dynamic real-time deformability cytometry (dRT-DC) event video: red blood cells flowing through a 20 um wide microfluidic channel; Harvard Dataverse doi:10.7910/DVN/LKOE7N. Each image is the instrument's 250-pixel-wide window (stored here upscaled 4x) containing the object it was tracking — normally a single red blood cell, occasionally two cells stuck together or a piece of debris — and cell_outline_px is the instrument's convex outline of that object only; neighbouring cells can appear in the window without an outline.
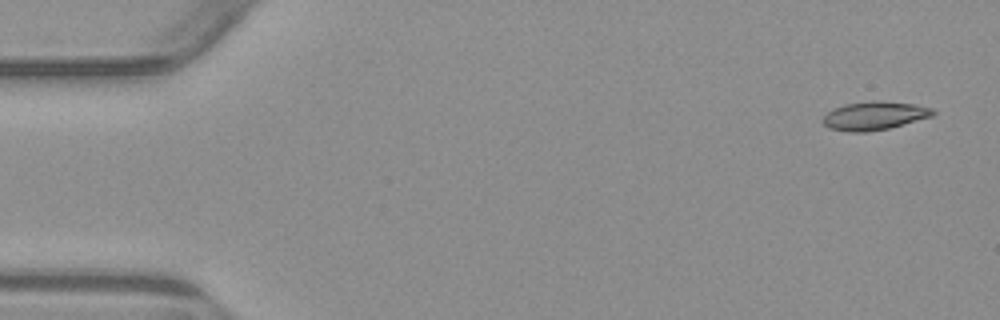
{"species": "common noctule bat (a hibernating species)", "species_latin": "Nyctalus noctula", "temperature_condition": "warm", "stored_images_in_passage": 4, "camera_frame_rate_fps": 3000, "um_per_image_px": 0.085, "animal": {"sex": "male", "body_mass_g": 23.1, "forearm_length_mm": 52.7}, "frame": {"image": 1, "passage_image": 1, "time_ms": 0.0, "image_size_px": [1000, 320], "cell_outline_px": [[936, 112], [932, 116], [888, 128], [868, 132], [848, 132], [828, 128], [824, 124], [824, 116], [828, 112], [844, 104], [872, 100], [880, 100], [916, 104], [932, 108]], "centroid_in_image_um": [74.33, 9.83], "position_along_channel_um": 10.7, "area_um2": 18.21}}
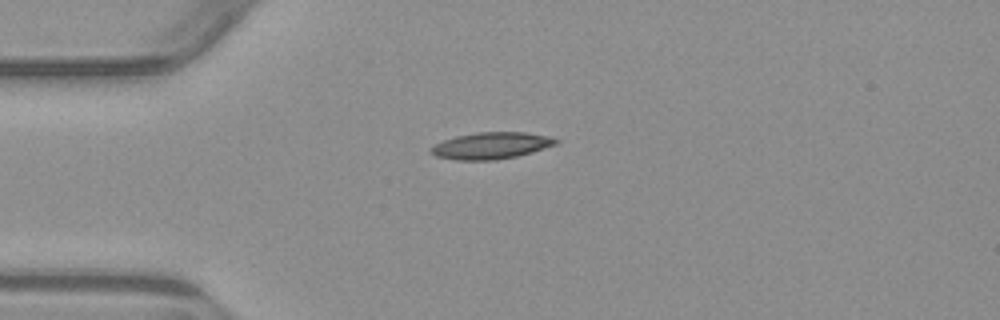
{"frame": {"image": 2, "passage_image": 4, "time_ms": 3.667, "image_size_px": [1000, 320], "cell_outline_px": [[560, 140], [556, 144], [532, 152], [516, 156], [496, 160], [456, 160], [436, 156], [428, 148], [444, 140], [456, 136], [476, 132], [524, 132], [548, 136]], "centroid_in_image_um": [41.74, 12.38], "position_along_channel_um": 43.3, "area_um2": 19.31}}